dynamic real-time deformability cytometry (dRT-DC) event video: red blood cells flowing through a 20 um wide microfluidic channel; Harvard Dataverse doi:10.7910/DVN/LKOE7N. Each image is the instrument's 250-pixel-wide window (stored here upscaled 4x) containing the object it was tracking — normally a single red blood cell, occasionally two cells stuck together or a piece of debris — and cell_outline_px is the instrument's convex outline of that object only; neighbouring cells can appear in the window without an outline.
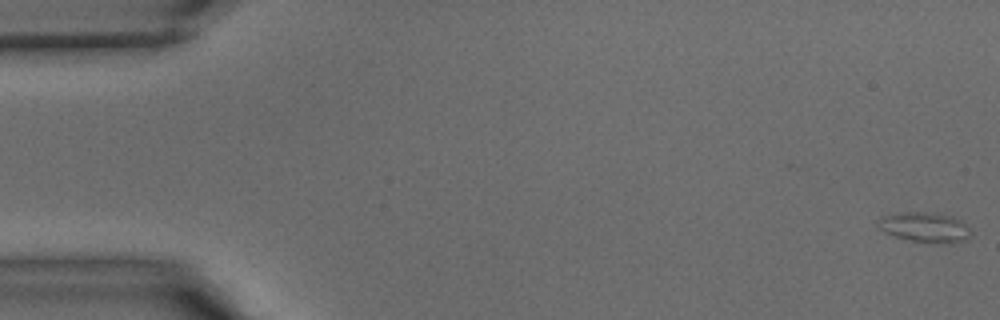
{"species": "common noctule bat (a hibernating species)", "species_latin": "Nyctalus noctula", "temperature_condition": "warm", "stored_images_in_passage": 43, "camera_frame_rate_fps": 3000, "um_per_image_px": 0.085, "animal": {"sex": "male", "body_mass_g": 15.6}, "frame": {"image": 1, "passage_image": 1, "time_ms": 0.0, "image_size_px": [1000, 320], "cell_outline_px": [[972, 236], [968, 240], [952, 244], [940, 244], [912, 240], [896, 236], [884, 232], [876, 224], [876, 220], [884, 216], [908, 212], [924, 212], [952, 216], [960, 220], [972, 232]], "centroid_in_image_um": [78.67, 19.34], "position_along_channel_um": 6.3, "area_um2": 16.24}}
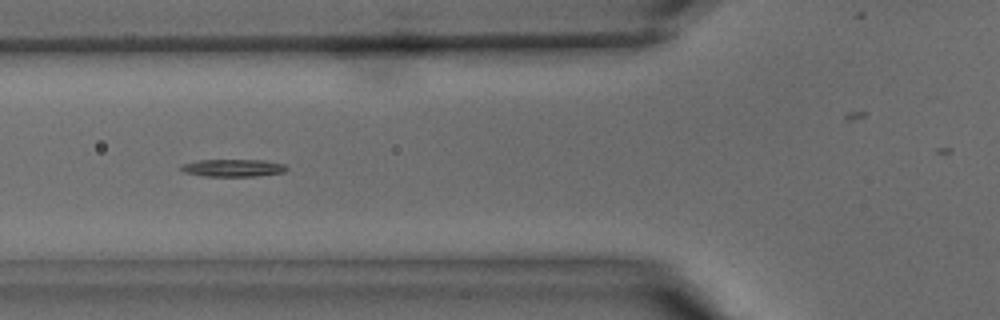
{"frame": {"image": 2, "passage_image": 16, "time_ms": 5.0, "image_size_px": [1000, 320], "cell_outline_px": [[288, 168], [284, 172], [252, 176], [204, 176], [184, 172], [180, 168], [180, 164], [200, 160], [264, 160], [284, 164]], "centroid_in_image_um": [19.78, 14.26], "position_along_channel_um": 106.0, "area_um2": 10.64}}
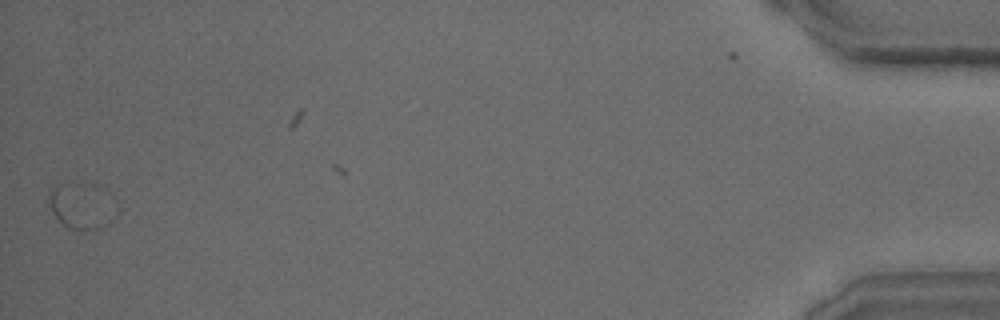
{"frame": {"image": 3, "passage_image": 42, "time_ms": 13.667, "image_size_px": [1000, 320], "cell_outline_px": [[112, 220], [108, 224], [96, 228], [68, 228], [52, 212], [48, 204], [48, 188], [72, 180], [96, 184], [108, 188], [112, 192]], "centroid_in_image_um": [6.9, 17.37], "position_along_channel_um": 428.3, "area_um2": 18.5}}